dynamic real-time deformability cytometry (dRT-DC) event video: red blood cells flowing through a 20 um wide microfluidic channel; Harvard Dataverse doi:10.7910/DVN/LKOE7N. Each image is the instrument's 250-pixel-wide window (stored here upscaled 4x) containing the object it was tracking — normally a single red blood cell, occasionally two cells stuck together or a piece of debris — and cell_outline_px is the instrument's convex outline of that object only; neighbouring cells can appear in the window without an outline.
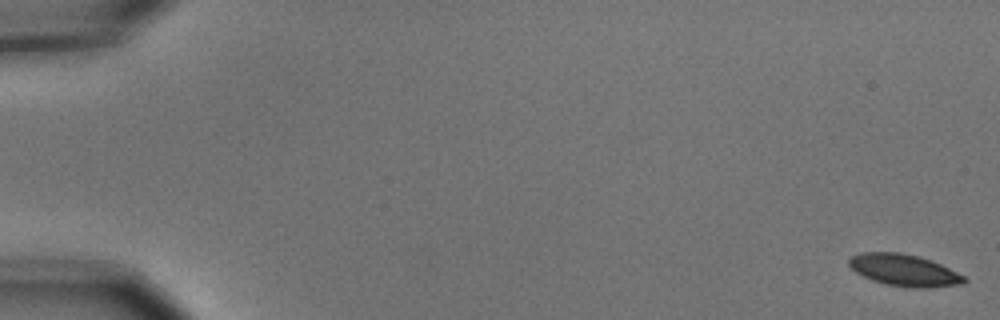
{"species": "common noctule bat (a hibernating species)", "species_latin": "Nyctalus noctula", "temperature_condition": "cold", "stored_images_in_passage": 56, "camera_frame_rate_fps": 3000, "um_per_image_px": 0.085, "animal": {"sex": "male", "body_mass_g": 15.6}, "frame": {"image": 1, "passage_image": 1, "time_ms": 0.0, "image_size_px": [1000, 320], "cell_outline_px": [[968, 280], [964, 284], [928, 288], [908, 288], [884, 284], [872, 280], [856, 272], [848, 264], [848, 260], [852, 256], [860, 252], [900, 252], [916, 256], [940, 264], [964, 276]], "centroid_in_image_um": [76.84, 22.98], "position_along_channel_um": 8.2, "area_um2": 21.33}}
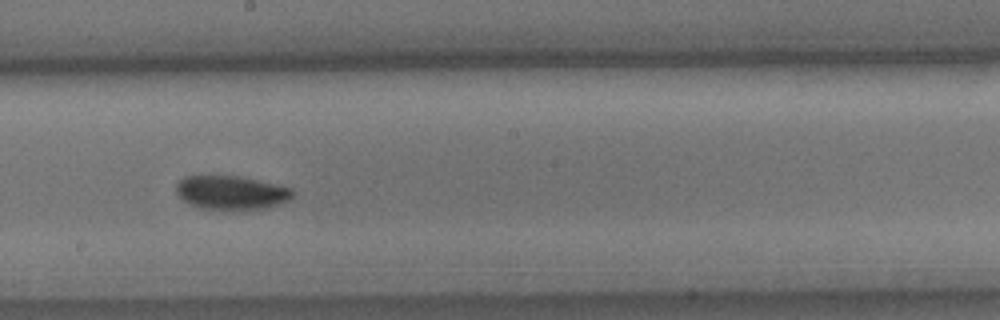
{"frame": {"image": 2, "passage_image": 32, "time_ms": 10.333, "image_size_px": [1000, 320], "cell_outline_px": [[296, 192], [288, 200], [268, 208], [232, 212], [204, 208], [192, 204], [184, 200], [176, 192], [176, 184], [184, 176], [240, 176], [292, 188]], "centroid_in_image_um": [19.69, 16.4], "position_along_channel_um": 228.5, "area_um2": 23.29}}
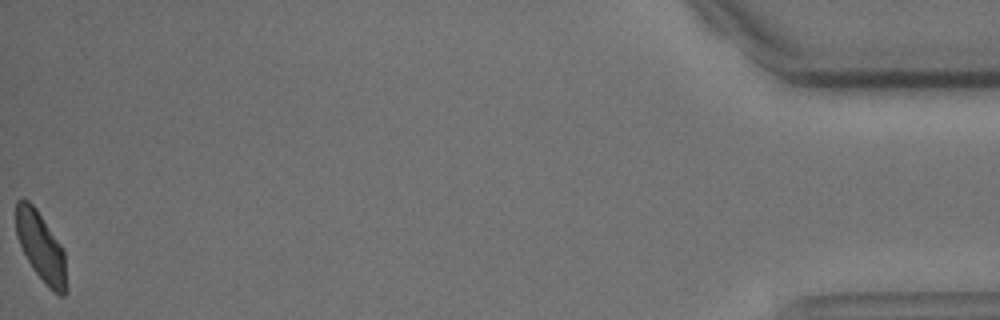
{"frame": {"image": 3, "passage_image": 56, "time_ms": 18.333, "image_size_px": [1000, 320], "cell_outline_px": [[64, 296], [60, 296], [52, 292], [48, 288], [32, 268], [16, 236], [16, 200], [28, 200], [36, 208], [64, 248]], "centroid_in_image_um": [3.45, 20.95], "position_along_channel_um": 431.7, "area_um2": 19.94}, "authors_computed_cell_mechanics": {"area_um2": 22.0796, "velocity_mm_per_s": 3.6677, "shape_relaxation_time_tau1_ms": 2.7361, "shape_relaxation_time_tau2_ms": 10.2495, "deformation_change_tau1": 0.0943, "deformation_change_tau2": 0.1304}}